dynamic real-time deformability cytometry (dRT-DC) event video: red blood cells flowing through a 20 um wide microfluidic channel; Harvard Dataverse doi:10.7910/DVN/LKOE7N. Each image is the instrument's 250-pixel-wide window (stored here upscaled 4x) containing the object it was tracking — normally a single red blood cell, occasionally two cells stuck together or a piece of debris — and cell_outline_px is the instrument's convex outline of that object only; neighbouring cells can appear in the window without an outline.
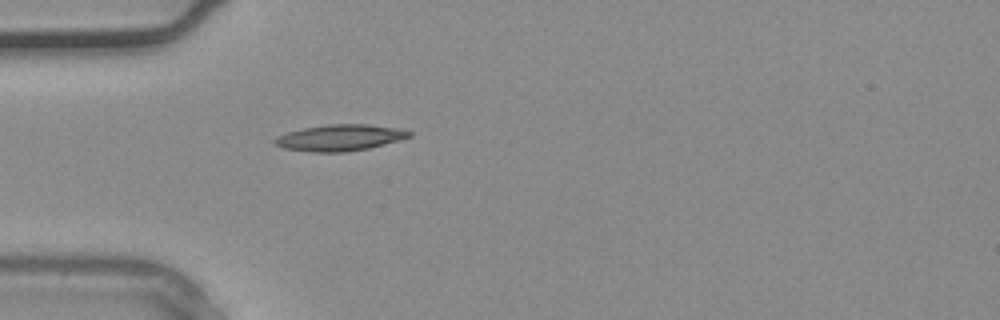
{"species": "common noctule bat (a hibernating species)", "species_latin": "Nyctalus noctula", "temperature_condition": "warm", "stored_images_in_passage": 11, "camera_frame_rate_fps": 3000, "um_per_image_px": 0.085, "animal": {"sex": "male", "body_mass_g": 20.4}, "frame": {"image": 1, "passage_image": 1, "time_ms": 0.0, "image_size_px": [1000, 320], "cell_outline_px": [[412, 136], [400, 140], [368, 148], [344, 152], [312, 152], [284, 148], [272, 144], [272, 140], [276, 136], [288, 132], [304, 128], [328, 124], [368, 124], [400, 128], [412, 132]], "centroid_in_image_um": [28.88, 11.7], "position_along_channel_um": 56.1, "area_um2": 20.69}}
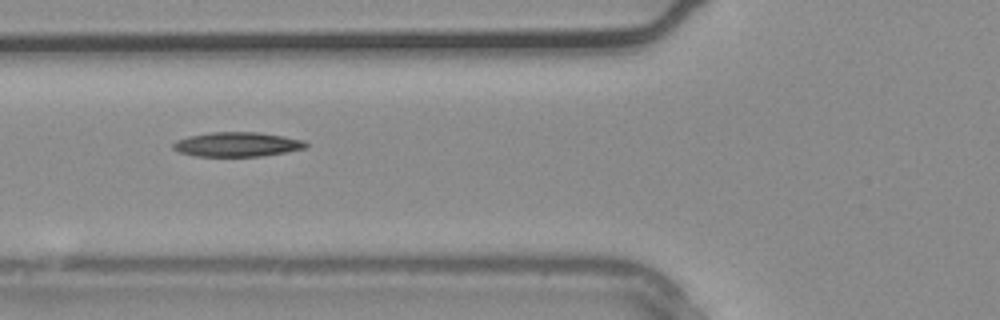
{"frame": {"image": 2, "passage_image": 4, "time_ms": 1.0, "image_size_px": [1000, 320], "cell_outline_px": [[308, 148], [264, 156], [192, 156], [180, 152], [172, 148], [172, 144], [176, 140], [188, 136], [212, 132], [260, 132], [284, 136], [304, 140], [308, 144]], "centroid_in_image_um": [20.18, 12.27], "position_along_channel_um": 105.6, "area_um2": 19.13}}